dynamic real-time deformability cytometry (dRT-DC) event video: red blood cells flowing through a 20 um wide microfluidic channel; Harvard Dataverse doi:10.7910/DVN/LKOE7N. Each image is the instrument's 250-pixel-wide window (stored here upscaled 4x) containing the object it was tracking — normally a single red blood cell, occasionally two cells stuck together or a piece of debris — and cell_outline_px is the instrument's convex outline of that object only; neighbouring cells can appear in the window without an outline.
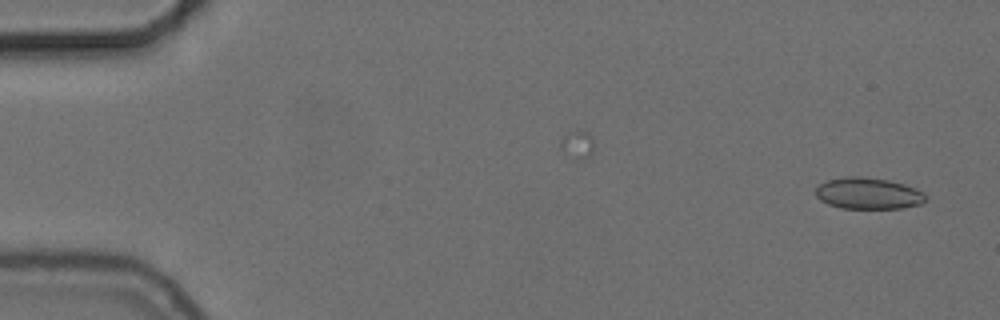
{"species": "common noctule bat (a hibernating species)", "species_latin": "Nyctalus noctula", "temperature_condition": "cold", "stored_images_in_passage": 48, "camera_frame_rate_fps": 3000, "um_per_image_px": 0.085, "animal": {"sex": "female", "body_mass_g": 24.6, "forearm_length_mm": 56.2}, "frame": {"image": 1, "passage_image": 2, "time_ms": 0.333, "image_size_px": [1000, 320], "cell_outline_px": [[924, 200], [920, 204], [904, 208], [840, 208], [828, 204], [820, 200], [816, 196], [816, 188], [820, 184], [828, 180], [848, 176], [860, 176], [888, 180], [904, 184], [924, 192]], "centroid_in_image_um": [73.78, 16.44], "position_along_channel_um": 11.2, "area_um2": 20.0}}
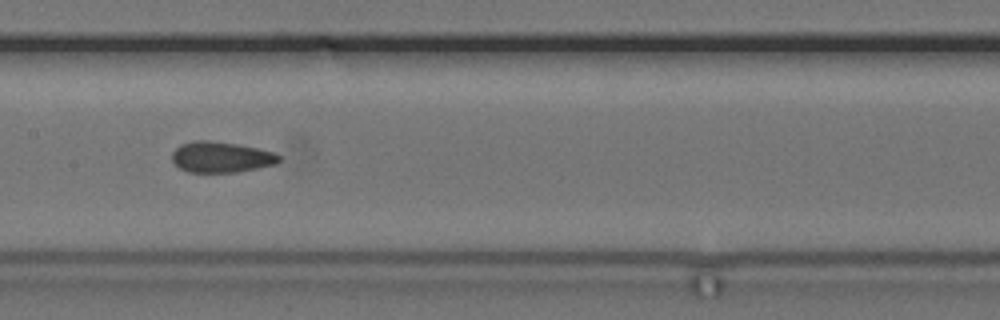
{"frame": {"image": 2, "passage_image": 27, "time_ms": 8.667, "image_size_px": [1000, 320], "cell_outline_px": [[280, 160], [276, 164], [236, 172], [188, 172], [180, 168], [172, 160], [172, 152], [180, 144], [192, 140], [208, 140], [236, 144], [276, 152], [280, 156]], "centroid_in_image_um": [18.78, 13.34], "position_along_channel_um": 188.6, "area_um2": 19.19}}
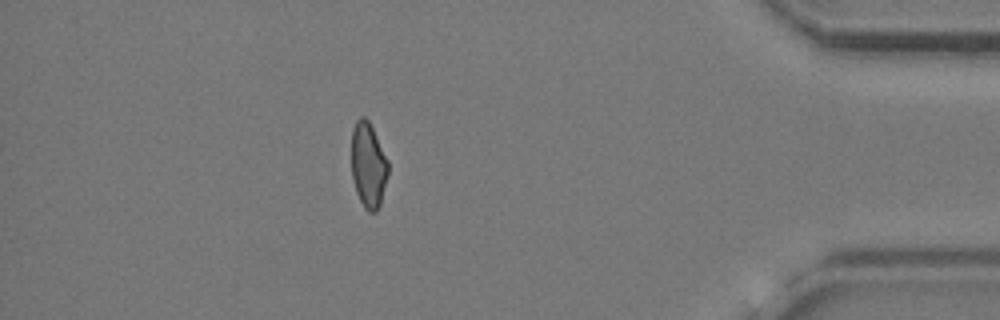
{"frame": {"image": 3, "passage_image": 48, "time_ms": 15.667, "image_size_px": [1000, 320], "cell_outline_px": [[388, 176], [380, 204], [376, 212], [368, 212], [364, 208], [356, 192], [352, 176], [352, 128], [356, 120], [360, 116], [364, 116], [368, 120], [388, 160]], "centroid_in_image_um": [31.3, 14.04], "position_along_channel_um": 403.9, "area_um2": 18.21}, "authors_computed_cell_mechanics": {"area_um2": 19.3052, "velocity_mm_per_s": 3.7195, "shape_relaxation_time_tau1_ms": null, "shape_relaxation_time_tau2_ms": 1.8977, "deformation_change_tau1": null, "deformation_change_tau2": 0.0801}}